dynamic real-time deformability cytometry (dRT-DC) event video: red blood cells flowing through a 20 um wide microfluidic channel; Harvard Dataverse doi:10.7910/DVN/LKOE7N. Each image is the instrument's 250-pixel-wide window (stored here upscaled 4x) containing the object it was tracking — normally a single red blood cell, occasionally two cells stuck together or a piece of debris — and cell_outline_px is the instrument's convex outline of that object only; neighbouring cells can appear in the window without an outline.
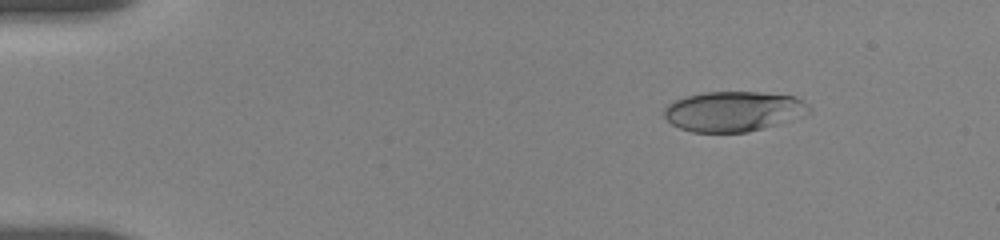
{"species": "human", "species_latin": "Homo sapiens", "temperature_condition": "room temperature", "stored_images_in_passage": 7, "camera_frame_rate_fps": 3000, "um_per_image_px": 0.085, "donor": {"sex": "female"}, "frame": {"image": 1, "passage_image": 3, "time_ms": 2.333, "image_size_px": [1000, 240], "cell_outline_px": [[812, 108], [808, 112], [792, 120], [780, 124], [748, 132], [692, 132], [680, 128], [672, 124], [664, 116], [664, 108], [668, 104], [684, 96], [704, 92], [760, 92], [796, 96]], "centroid_in_image_um": [62.35, 9.46], "position_along_channel_um": 22.7, "area_um2": 33.99}}
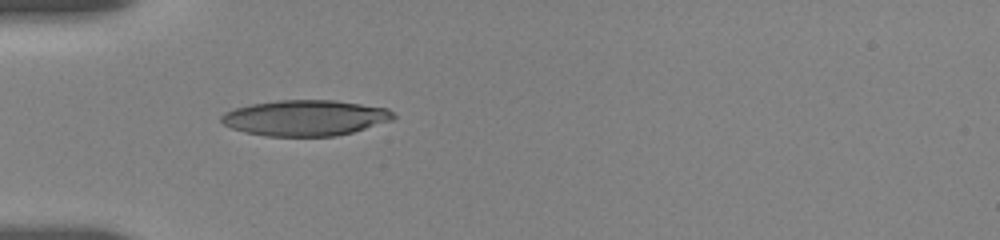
{"frame": {"image": 2, "passage_image": 6, "time_ms": 5.667, "image_size_px": [1000, 240], "cell_outline_px": [[396, 116], [392, 120], [352, 132], [336, 136], [264, 136], [244, 132], [232, 128], [224, 124], [220, 120], [220, 116], [224, 112], [236, 108], [252, 104], [276, 100], [336, 100], [388, 108]], "centroid_in_image_um": [25.93, 10.02], "position_along_channel_um": 59.1, "area_um2": 35.84}}